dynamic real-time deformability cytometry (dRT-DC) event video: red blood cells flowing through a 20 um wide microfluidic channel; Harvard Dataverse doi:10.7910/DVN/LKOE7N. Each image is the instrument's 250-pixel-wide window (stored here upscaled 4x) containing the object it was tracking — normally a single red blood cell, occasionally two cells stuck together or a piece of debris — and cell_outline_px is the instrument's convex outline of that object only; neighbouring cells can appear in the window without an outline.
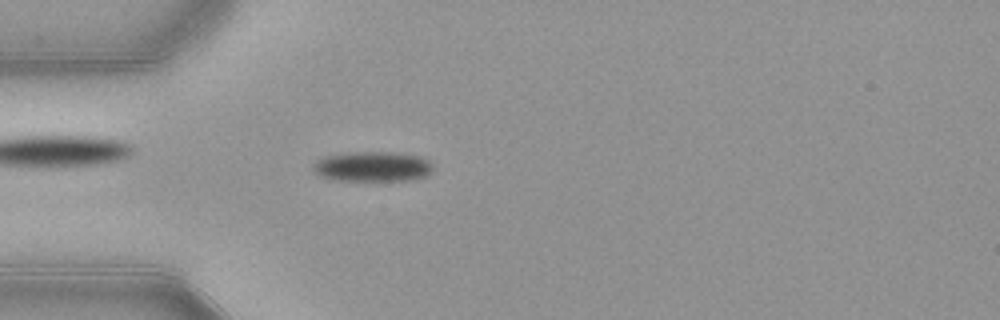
{"species": "common noctule bat (a hibernating species)", "species_latin": "Nyctalus noctula", "temperature_condition": "warm", "stored_images_in_passage": 47, "camera_frame_rate_fps": 3000, "um_per_image_px": 0.085, "animal": {"sex": "female", "body_mass_g": 21.9}, "frame": {"image": 1, "passage_image": 10, "time_ms": 3.0, "image_size_px": [1000, 320], "cell_outline_px": [[432, 168], [424, 176], [408, 180], [340, 180], [324, 176], [316, 172], [312, 168], [312, 164], [316, 160], [324, 156], [348, 152], [392, 152], [420, 156], [428, 160], [432, 164]], "centroid_in_image_um": [31.65, 14.13], "position_along_channel_um": 53.4, "area_um2": 20.69}}
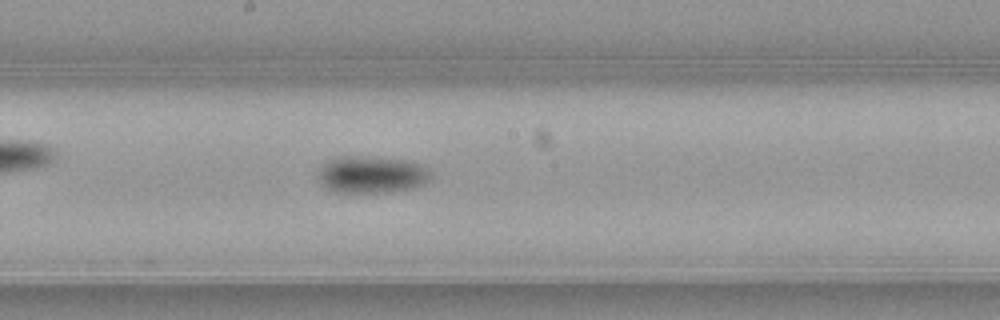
{"frame": {"image": 2, "passage_image": 23, "time_ms": 7.333, "image_size_px": [1000, 320], "cell_outline_px": [[428, 176], [420, 184], [412, 188], [384, 192], [332, 192], [324, 188], [316, 180], [316, 172], [328, 160], [336, 156], [376, 156], [404, 160], [420, 164], [428, 172]], "centroid_in_image_um": [31.41, 14.82], "position_along_channel_um": 216.8, "area_um2": 24.33}}
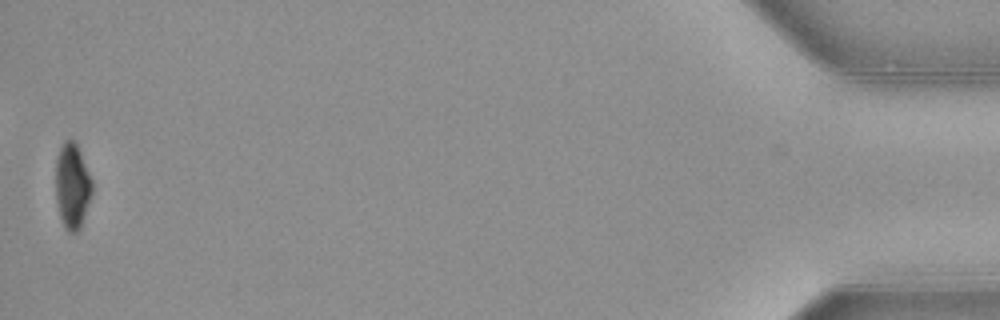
{"frame": {"image": 3, "passage_image": 47, "time_ms": 15.333, "image_size_px": [1000, 320], "cell_outline_px": [[92, 192], [80, 228], [76, 232], [68, 232], [64, 228], [60, 216], [56, 200], [56, 156], [64, 140], [72, 140], [76, 144], [80, 152], [92, 180]], "centroid_in_image_um": [6.13, 15.81], "position_along_channel_um": 429.1, "area_um2": 17.92}, "authors_computed_cell_mechanics": {"area_um2": 20.808, "velocity_mm_per_s": 3.9156, "shape_relaxation_time_tau1_ms": 2.2935, "shape_relaxation_time_tau2_ms": null, "deformation_change_tau1": 0.1089, "deformation_change_tau2": null}}